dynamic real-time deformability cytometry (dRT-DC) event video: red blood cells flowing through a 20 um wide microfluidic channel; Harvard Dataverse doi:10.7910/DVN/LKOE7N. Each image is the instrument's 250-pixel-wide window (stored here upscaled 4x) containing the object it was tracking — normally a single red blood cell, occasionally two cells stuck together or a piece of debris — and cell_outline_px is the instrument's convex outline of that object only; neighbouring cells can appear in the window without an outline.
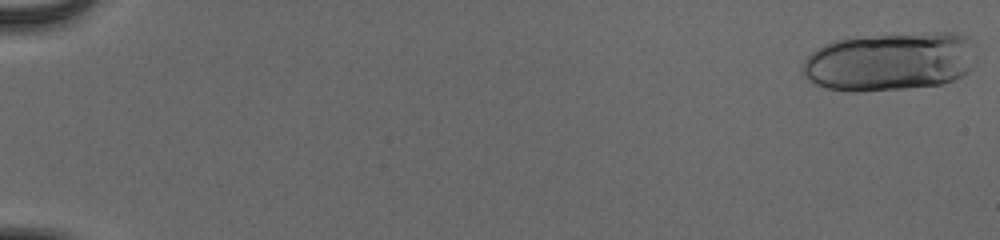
{"species": "human", "species_latin": "Homo sapiens", "temperature_condition": "cold", "stored_images_in_passage": 41, "camera_frame_rate_fps": 3000, "um_per_image_px": 0.085, "donor": {"sex": "male"}, "frame": {"image": 1, "passage_image": 1, "time_ms": 0.0, "image_size_px": [1000, 240], "cell_outline_px": [[976, 64], [968, 72], [952, 80], [940, 84], [904, 88], [860, 92], [848, 92], [824, 88], [812, 84], [804, 76], [800, 68], [804, 60], [816, 48], [832, 40], [876, 36], [932, 32], [956, 32], [968, 36], [976, 44]], "centroid_in_image_um": [75.67, 5.23], "position_along_channel_um": 9.3, "area_um2": 60.29}}